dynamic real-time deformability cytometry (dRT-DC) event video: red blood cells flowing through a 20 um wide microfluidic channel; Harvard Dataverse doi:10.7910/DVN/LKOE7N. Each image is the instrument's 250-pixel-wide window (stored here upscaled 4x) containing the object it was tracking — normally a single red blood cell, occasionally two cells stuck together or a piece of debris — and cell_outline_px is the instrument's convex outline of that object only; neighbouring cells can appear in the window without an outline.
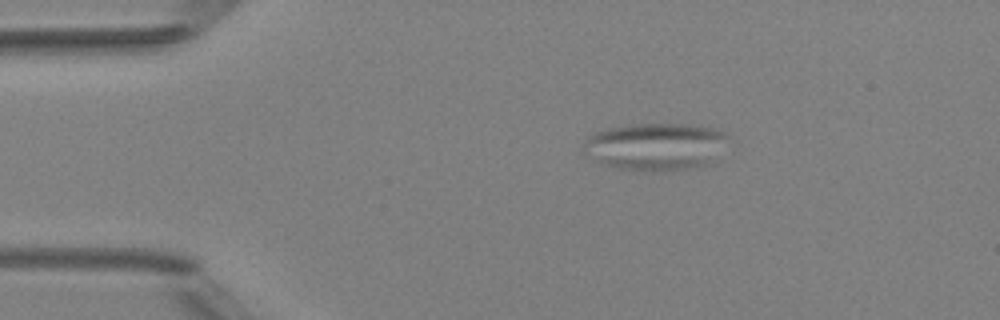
{"species": "Egyptian fruit bat (a non-hibernating species)", "species_latin": "Rousettus aegyptiacus", "temperature_condition": "room temperature", "stored_images_in_passage": 7, "camera_frame_rate_fps": 3000, "um_per_image_px": 0.085, "animal": {"sex": "female"}, "frame": {"image": 1, "passage_image": 3, "time_ms": 2.333, "image_size_px": [1000, 320], "cell_outline_px": [[728, 136], [716, 160], [708, 164], [688, 168], [664, 172], [656, 172], [616, 168], [604, 164], [596, 160], [584, 152], [584, 140], [588, 136], [596, 132], [608, 128], [636, 124], [684, 124], [716, 128], [724, 132]], "centroid_in_image_um": [55.74, 12.46], "position_along_channel_um": 29.3, "area_um2": 40.0}}
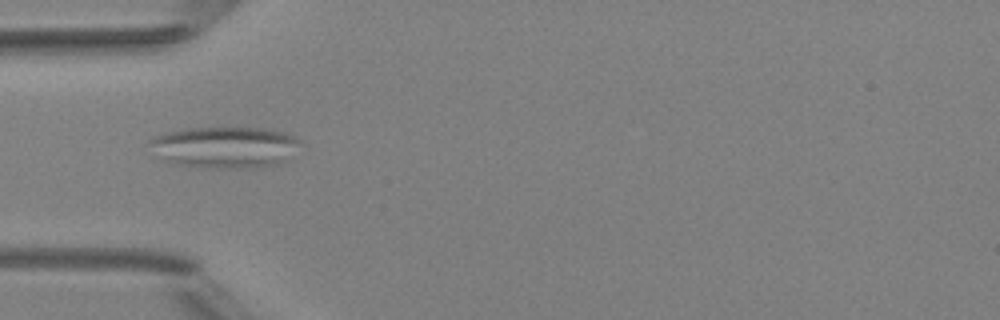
{"frame": {"image": 2, "passage_image": 5, "time_ms": 4.667, "image_size_px": [1000, 320], "cell_outline_px": [[300, 144], [292, 160], [276, 164], [256, 168], [200, 168], [172, 164], [148, 140], [156, 136], [168, 132], [184, 128], [264, 128], [284, 132], [300, 140]], "centroid_in_image_um": [19.24, 12.53], "position_along_channel_um": 65.8, "area_um2": 36.3}}
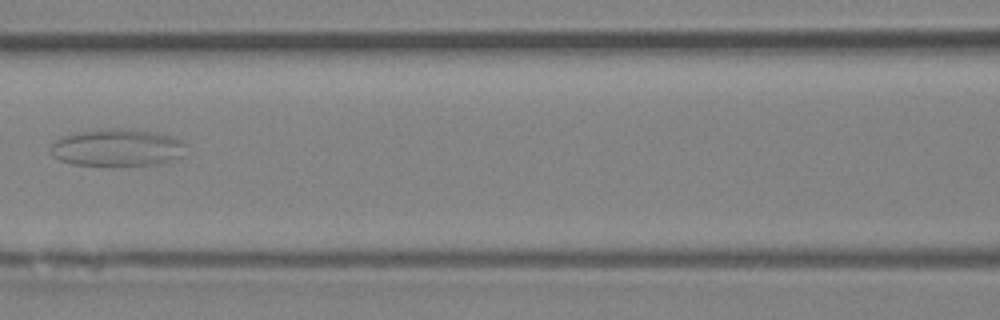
{"frame": {"image": 3, "passage_image": 7, "time_ms": 7.0, "image_size_px": [1000, 320], "cell_outline_px": [[184, 144], [176, 156], [156, 164], [112, 168], [72, 164], [60, 160], [52, 156], [52, 144], [60, 136], [76, 132], [104, 128], [128, 128], [160, 132], [172, 136], [180, 140]], "centroid_in_image_um": [9.85, 12.55], "position_along_channel_um": 156.7, "area_um2": 29.88}}